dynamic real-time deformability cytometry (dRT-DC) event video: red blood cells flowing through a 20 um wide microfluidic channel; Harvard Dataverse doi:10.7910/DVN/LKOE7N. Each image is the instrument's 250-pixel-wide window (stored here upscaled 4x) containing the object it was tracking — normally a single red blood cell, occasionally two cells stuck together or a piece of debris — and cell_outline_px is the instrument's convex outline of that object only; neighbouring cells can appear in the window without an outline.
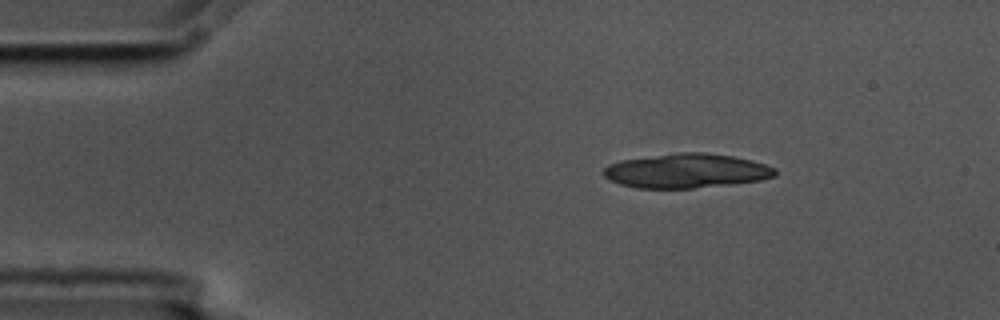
{"species": "common noctule bat (a hibernating species)", "species_latin": "Nyctalus noctula", "temperature_condition": "cold", "stored_images_in_passage": 4, "camera_frame_rate_fps": 3000, "um_per_image_px": 0.085, "animal": {"sex": "male", "body_mass_g": 17.5, "forearm_length_mm": 52.3}, "frame": {"image": 1, "passage_image": 1, "time_ms": 0.0, "image_size_px": [1000, 320], "cell_outline_px": [[776, 176], [760, 180], [728, 184], [692, 188], [636, 188], [620, 184], [604, 176], [600, 172], [608, 164], [620, 160], [680, 152], [704, 152], [732, 156], [752, 160], [776, 168]], "centroid_in_image_um": [58.32, 14.51], "position_along_channel_um": 26.7, "area_um2": 34.28}}